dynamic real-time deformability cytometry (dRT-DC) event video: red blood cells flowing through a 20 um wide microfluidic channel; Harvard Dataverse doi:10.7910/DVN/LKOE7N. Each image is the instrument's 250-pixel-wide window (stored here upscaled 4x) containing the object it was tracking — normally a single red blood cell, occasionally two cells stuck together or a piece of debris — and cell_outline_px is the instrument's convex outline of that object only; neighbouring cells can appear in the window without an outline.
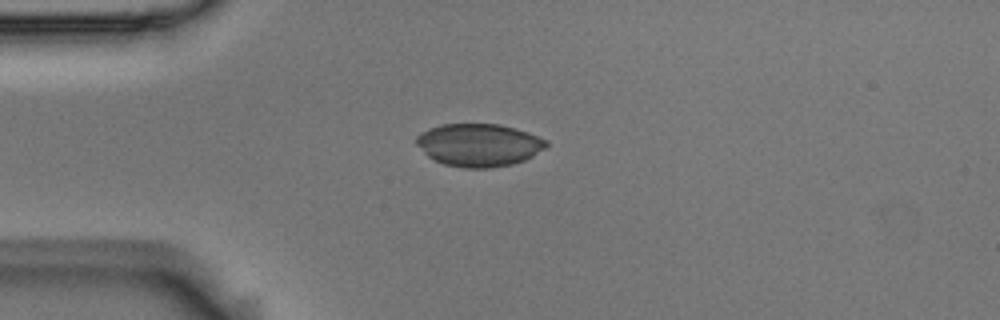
{"species": "Egyptian fruit bat (a non-hibernating species)", "species_latin": "Rousettus aegyptiacus", "temperature_condition": "room temperature", "stored_images_in_passage": 41, "camera_frame_rate_fps": 3000, "um_per_image_px": 0.085, "animal": {"sex": "male"}, "frame": {"image": 1, "passage_image": 1, "time_ms": 0.0, "image_size_px": [1000, 320], "cell_outline_px": [[548, 144], [544, 148], [532, 156], [524, 160], [512, 164], [492, 168], [464, 168], [444, 164], [432, 160], [416, 144], [416, 136], [420, 132], [428, 128], [440, 124], [500, 124], [516, 128], [528, 132], [548, 140]], "centroid_in_image_um": [40.69, 12.32], "position_along_channel_um": 44.3, "area_um2": 32.6}}
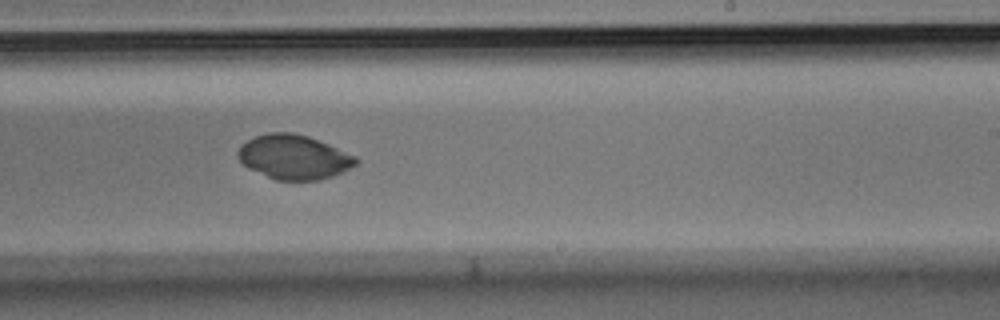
{"frame": {"image": 2, "passage_image": 20, "time_ms": 6.333, "image_size_px": [1000, 320], "cell_outline_px": [[360, 160], [356, 164], [332, 176], [320, 180], [276, 180], [248, 168], [236, 156], [236, 152], [240, 144], [256, 136], [268, 132], [292, 132], [308, 136], [328, 144], [356, 156]], "centroid_in_image_um": [24.95, 13.34], "position_along_channel_um": 264.1, "area_um2": 30.46}}
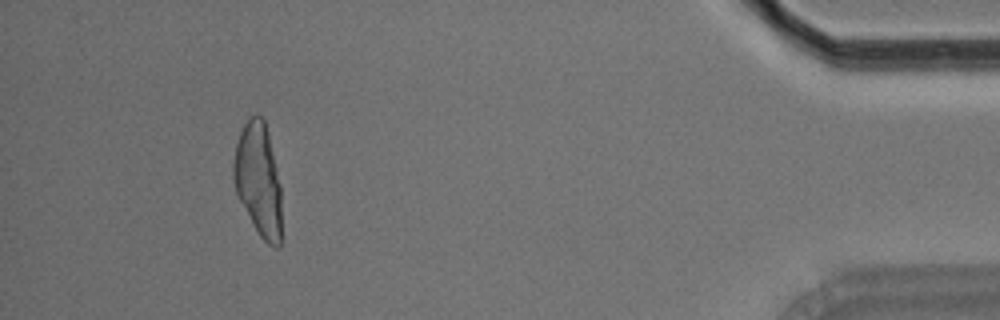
{"frame": {"image": 3, "passage_image": 37, "time_ms": 12.0, "image_size_px": [1000, 320], "cell_outline_px": [[280, 244], [276, 248], [268, 244], [260, 236], [240, 200], [236, 192], [232, 180], [232, 164], [236, 144], [240, 132], [248, 116], [256, 112], [264, 120], [280, 184]], "centroid_in_image_um": [21.92, 15.23], "position_along_channel_um": 413.3, "area_um2": 31.27}}